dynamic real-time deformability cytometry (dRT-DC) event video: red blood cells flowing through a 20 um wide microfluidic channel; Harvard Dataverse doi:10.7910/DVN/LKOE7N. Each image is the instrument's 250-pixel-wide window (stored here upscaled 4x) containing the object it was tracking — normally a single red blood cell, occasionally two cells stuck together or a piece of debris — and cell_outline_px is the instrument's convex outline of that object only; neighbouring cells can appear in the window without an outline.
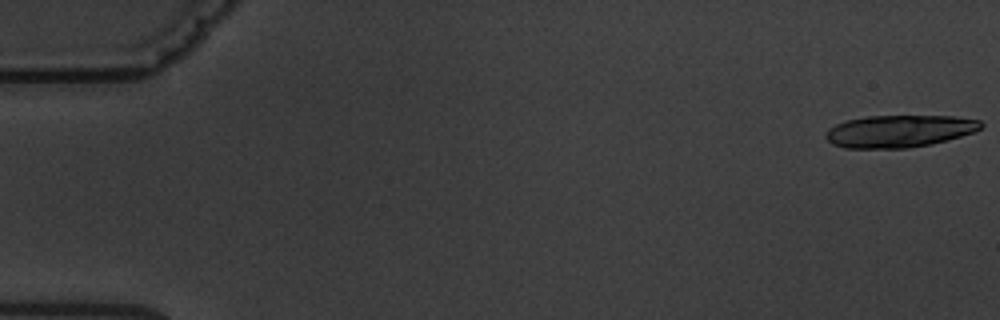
{"species": "common noctule bat (a hibernating species)", "species_latin": "Nyctalus noctula", "temperature_condition": "warm", "stored_images_in_passage": 6, "camera_frame_rate_fps": 3000, "um_per_image_px": 0.085, "animal": {"sex": "male", "body_mass_g": 19.5, "forearm_length_mm": 54.6}, "frame": {"image": 1, "passage_image": 1, "time_ms": 0.0, "image_size_px": [1000, 320], "cell_outline_px": [[984, 124], [980, 128], [972, 132], [960, 136], [932, 144], [908, 148], [844, 148], [832, 144], [824, 136], [828, 128], [836, 124], [848, 120], [868, 116], [952, 116], [980, 120]], "centroid_in_image_um": [76.41, 11.15], "position_along_channel_um": 8.6, "area_um2": 29.07}}
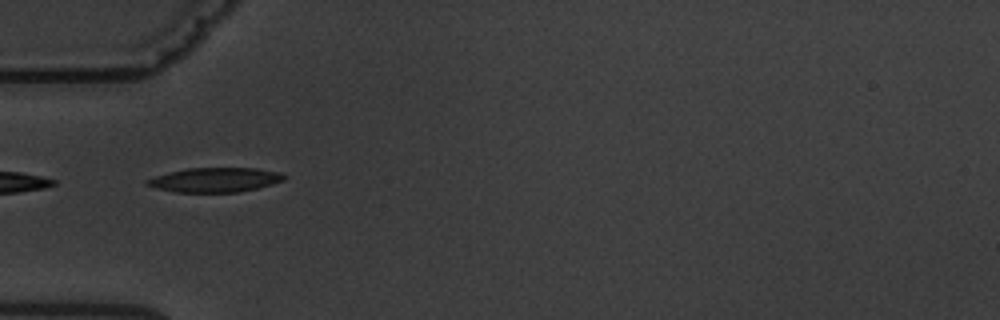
{"frame": {"image": 2, "passage_image": 6, "time_ms": 6.0, "image_size_px": [1000, 320], "cell_outline_px": [[288, 176], [284, 180], [272, 184], [256, 188], [236, 192], [176, 192], [156, 188], [144, 184], [144, 180], [168, 172], [184, 168], [256, 168], [280, 172]], "centroid_in_image_um": [18.26, 15.28], "position_along_channel_um": 66.7, "area_um2": 19.59}}